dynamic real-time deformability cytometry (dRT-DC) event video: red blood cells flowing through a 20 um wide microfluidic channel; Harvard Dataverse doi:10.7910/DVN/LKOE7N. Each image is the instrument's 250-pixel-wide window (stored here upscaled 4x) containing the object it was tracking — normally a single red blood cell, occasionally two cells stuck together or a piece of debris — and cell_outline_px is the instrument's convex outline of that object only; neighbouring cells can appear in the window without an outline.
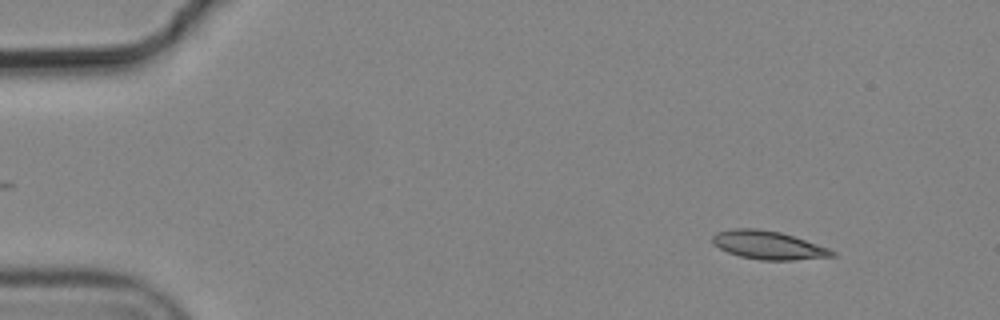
{"species": "common noctule bat (a hibernating species)", "species_latin": "Nyctalus noctula", "temperature_condition": "cold", "stored_images_in_passage": 3, "camera_frame_rate_fps": 3000, "um_per_image_px": 0.085, "animal": {"sex": "male", "body_mass_g": 19.2, "forearm_length_mm": 51.8}, "frame": {"image": 1, "passage_image": 1, "time_ms": 0.0, "image_size_px": [1000, 320], "cell_outline_px": [[836, 256], [792, 260], [760, 260], [740, 256], [728, 252], [712, 244], [712, 236], [716, 232], [732, 228], [756, 228], [780, 232], [828, 248], [836, 252]], "centroid_in_image_um": [65.26, 20.83], "position_along_channel_um": 19.7, "area_um2": 19.65}}